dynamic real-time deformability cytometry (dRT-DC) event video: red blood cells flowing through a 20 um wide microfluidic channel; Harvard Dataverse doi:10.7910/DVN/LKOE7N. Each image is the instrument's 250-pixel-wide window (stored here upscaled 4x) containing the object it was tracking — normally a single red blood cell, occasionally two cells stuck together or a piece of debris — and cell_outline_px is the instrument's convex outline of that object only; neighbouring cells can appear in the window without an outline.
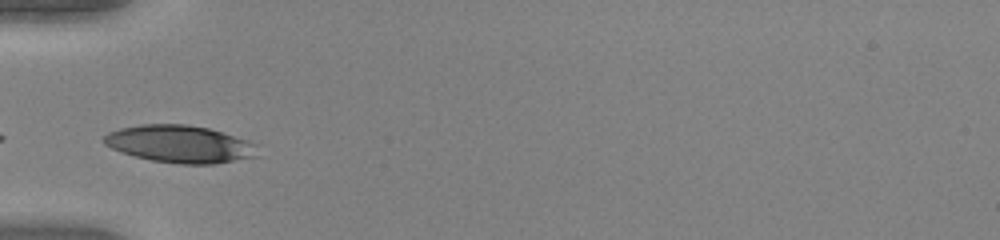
{"species": "human", "species_latin": "Homo sapiens", "temperature_condition": "warm", "stored_images_in_passage": 34, "camera_frame_rate_fps": 3000, "um_per_image_px": 0.085, "donor": {"sex": "female"}, "frame": {"image": 1, "passage_image": 1, "time_ms": 0.0, "image_size_px": [1000, 240], "cell_outline_px": [[256, 156], [216, 164], [180, 164], [152, 160], [120, 152], [104, 144], [100, 140], [108, 132], [120, 128], [140, 124], [184, 124], [208, 128], [256, 144]], "centroid_in_image_um": [15.21, 12.24], "position_along_channel_um": 69.8, "area_um2": 33.18}}
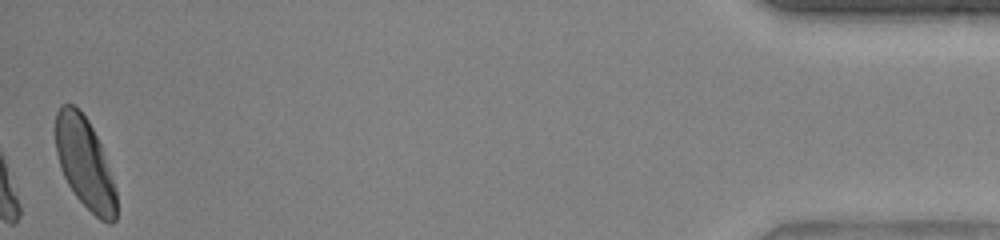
{"frame": {"image": 2, "passage_image": 34, "time_ms": 11.0, "image_size_px": [1000, 240], "cell_outline_px": [[116, 220], [112, 224], [108, 224], [100, 220], [76, 196], [68, 184], [60, 168], [56, 152], [56, 112], [60, 104], [72, 104], [80, 108], [88, 120], [100, 144], [116, 192]], "centroid_in_image_um": [7.19, 13.85], "position_along_channel_um": 428.0, "area_um2": 31.85}, "authors_computed_cell_mechanics": {"area_um2": 31.9634, "velocity_mm_per_s": 4.0365, "shape_relaxation_time_tau1_ms": 2.0852, "shape_relaxation_time_tau2_ms": null, "deformation_change_tau1": 0.1439, "deformation_change_tau2": null}}